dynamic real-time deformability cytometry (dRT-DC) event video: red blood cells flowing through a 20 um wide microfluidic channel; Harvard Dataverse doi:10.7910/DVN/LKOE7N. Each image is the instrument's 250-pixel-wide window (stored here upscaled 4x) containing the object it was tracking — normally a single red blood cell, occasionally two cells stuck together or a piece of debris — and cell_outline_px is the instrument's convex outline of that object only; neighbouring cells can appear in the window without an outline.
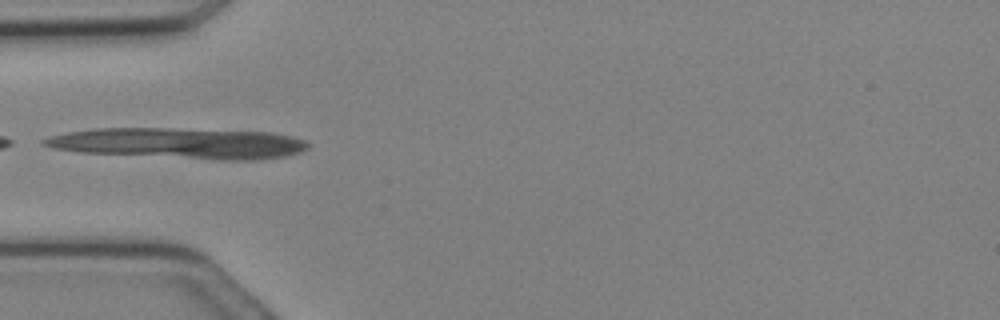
{"species": "Egyptian fruit bat (a non-hibernating species)", "species_latin": "Rousettus aegyptiacus", "temperature_condition": "cold", "stored_images_in_passage": 3, "camera_frame_rate_fps": 3000, "um_per_image_px": 0.085, "animal": {"sex": "female"}, "frame": {"image": 1, "passage_image": 2, "time_ms": 0.333, "image_size_px": [1000, 320], "cell_outline_px": [[296, 144], [292, 148], [276, 152], [200, 152], [140, 148], [144, 132], [156, 132], [252, 136], [284, 140]], "centroid_in_image_um": [18.05, 12.15], "position_along_channel_um": 67.0, "area_um2": 17.4}}